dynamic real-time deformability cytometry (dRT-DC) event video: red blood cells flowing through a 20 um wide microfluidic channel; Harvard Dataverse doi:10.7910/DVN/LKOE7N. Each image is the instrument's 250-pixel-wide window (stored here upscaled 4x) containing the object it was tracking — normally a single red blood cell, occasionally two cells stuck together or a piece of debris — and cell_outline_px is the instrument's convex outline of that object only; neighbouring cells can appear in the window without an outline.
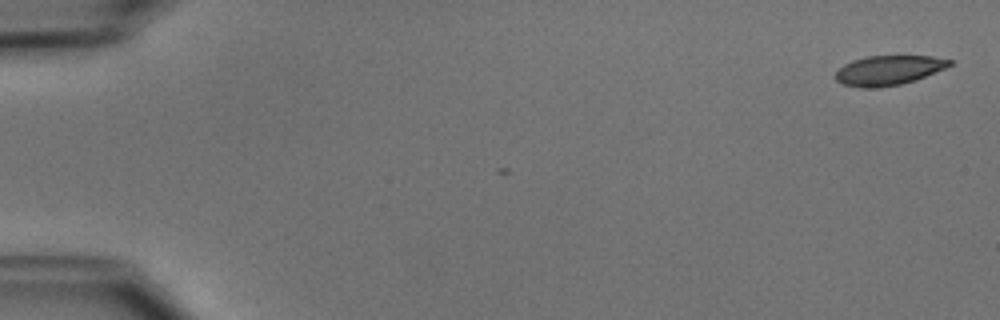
{"species": "common noctule bat (a hibernating species)", "species_latin": "Nyctalus noctula", "temperature_condition": "cold", "stored_images_in_passage": 2, "camera_frame_rate_fps": 3000, "um_per_image_px": 0.085, "animal": {"sex": "male", "body_mass_g": 15.6}, "frame": {"image": 1, "passage_image": 2, "time_ms": 0.333, "image_size_px": [1000, 320], "cell_outline_px": [[952, 64], [944, 68], [924, 76], [900, 84], [880, 88], [860, 88], [840, 84], [836, 80], [836, 72], [844, 64], [852, 60], [868, 56], [932, 56], [952, 60]], "centroid_in_image_um": [75.47, 5.98], "position_along_channel_um": 9.5, "area_um2": 19.54}}